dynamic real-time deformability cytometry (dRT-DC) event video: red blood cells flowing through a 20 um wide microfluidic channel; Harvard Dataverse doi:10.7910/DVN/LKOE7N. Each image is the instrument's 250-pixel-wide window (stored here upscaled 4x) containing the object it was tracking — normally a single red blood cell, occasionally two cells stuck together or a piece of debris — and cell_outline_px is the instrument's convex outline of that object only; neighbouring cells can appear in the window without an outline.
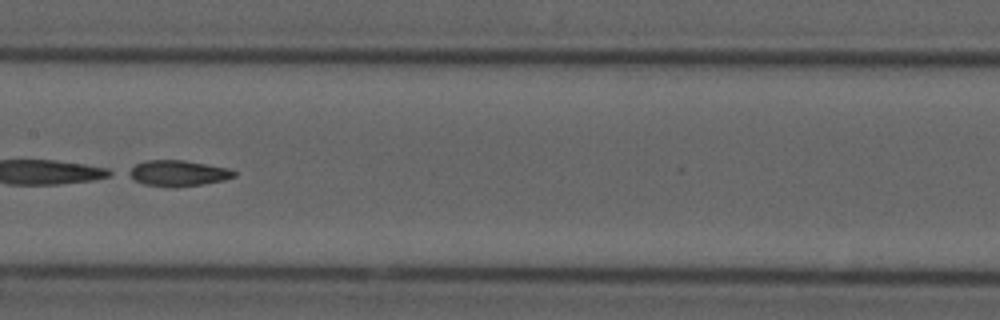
{"species": "common noctule bat (a hibernating species)", "species_latin": "Nyctalus noctula", "temperature_condition": "cold", "stored_images_in_passage": 53, "segment_of_instrument_passage": [2, 2], "camera_frame_rate_fps": 3000, "um_per_image_px": 0.085, "animal": {"sex": "male", "forearm_length_mm": 52.5}, "frame": {"image": 1, "passage_image": 27, "time_ms": 8.667, "image_size_px": [1000, 320], "cell_outline_px": [[236, 176], [224, 180], [204, 184], [176, 188], [172, 188], [144, 184], [128, 176], [124, 172], [136, 164], [144, 160], [184, 160], [228, 168], [236, 172]], "centroid_in_image_um": [15.1, 14.73], "position_along_channel_um": 192.3, "area_um2": 16.13}}